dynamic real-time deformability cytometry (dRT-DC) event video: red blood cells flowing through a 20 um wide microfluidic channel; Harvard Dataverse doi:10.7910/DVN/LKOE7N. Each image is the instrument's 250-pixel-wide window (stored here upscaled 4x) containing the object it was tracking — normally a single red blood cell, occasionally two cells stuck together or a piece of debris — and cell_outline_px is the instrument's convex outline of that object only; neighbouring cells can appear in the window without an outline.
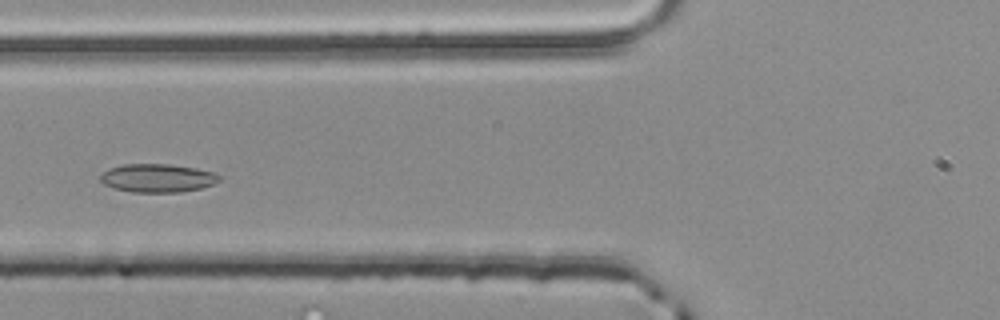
{"species": "common noctule bat (a hibernating species)", "species_latin": "Nyctalus noctula", "temperature_condition": "room temperature", "stored_images_in_passage": 4, "camera_frame_rate_fps": 3000, "um_per_image_px": 0.085, "animal": {"sex": "male", "body_mass_g": 20.4}, "frame": {"image": 1, "passage_image": 4, "time_ms": 1.0, "image_size_px": [1000, 320], "cell_outline_px": [[224, 176], [220, 180], [212, 184], [200, 188], [180, 192], [132, 192], [116, 188], [104, 184], [100, 180], [100, 176], [108, 168], [124, 164], [168, 164], [196, 168], [216, 172]], "centroid_in_image_um": [13.43, 15.12], "position_along_channel_um": 112.4, "area_um2": 19.71}}